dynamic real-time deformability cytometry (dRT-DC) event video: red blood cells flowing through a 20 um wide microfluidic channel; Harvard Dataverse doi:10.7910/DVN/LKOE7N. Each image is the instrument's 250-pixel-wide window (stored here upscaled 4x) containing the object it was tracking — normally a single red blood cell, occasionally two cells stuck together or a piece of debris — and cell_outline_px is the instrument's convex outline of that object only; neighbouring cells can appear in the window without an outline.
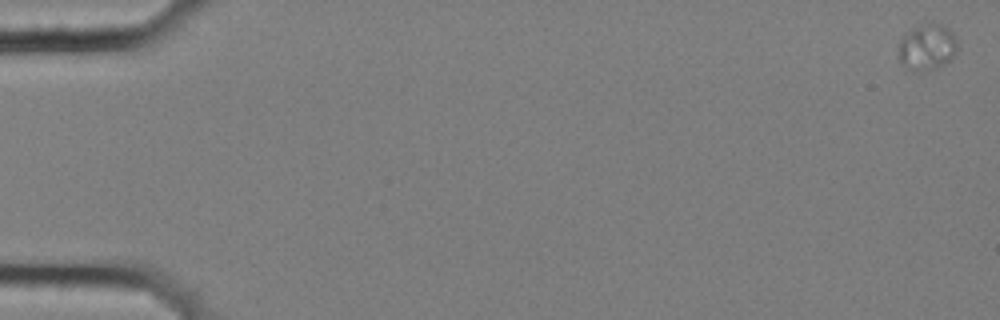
{"species": "common noctule bat (a hibernating species)", "species_latin": "Nyctalus noctula", "temperature_condition": "cold", "stored_images_in_passage": 6, "camera_frame_rate_fps": 3000, "um_per_image_px": 0.085, "animal": {"sex": "female", "body_mass_g": 25.1}, "frame": {"image": 1, "passage_image": 1, "time_ms": 0.0, "image_size_px": [1000, 320], "cell_outline_px": [[956, 52], [944, 64], [936, 68], [916, 72], [908, 68], [900, 60], [900, 40], [912, 28], [932, 20], [948, 28], [956, 36]], "centroid_in_image_um": [78.83, 3.96], "position_along_channel_um": 6.2, "area_um2": 15.66}}